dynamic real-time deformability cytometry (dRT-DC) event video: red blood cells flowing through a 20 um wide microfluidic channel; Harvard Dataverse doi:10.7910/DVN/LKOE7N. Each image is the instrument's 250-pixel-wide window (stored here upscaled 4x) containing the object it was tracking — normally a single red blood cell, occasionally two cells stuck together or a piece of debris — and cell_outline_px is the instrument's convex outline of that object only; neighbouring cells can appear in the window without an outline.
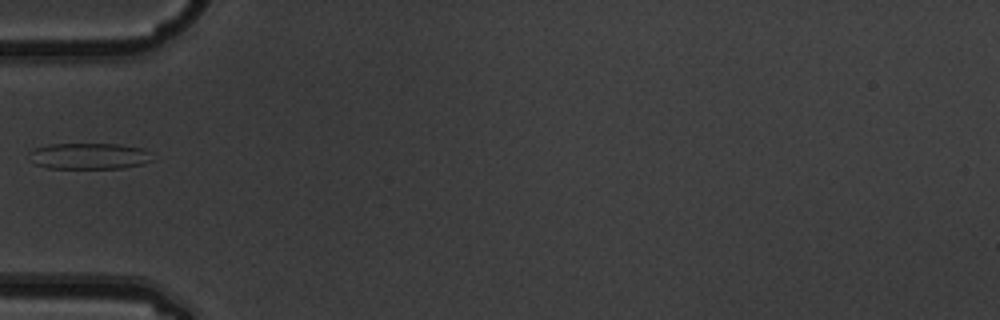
{"species": "common noctule bat (a hibernating species)", "species_latin": "Nyctalus noctula", "temperature_condition": "warm", "stored_images_in_passage": 5, "camera_frame_rate_fps": 3000, "um_per_image_px": 0.085, "animal": {"sex": "male", "body_mass_g": 19.5, "forearm_length_mm": 54.6}, "frame": {"image": 1, "passage_image": 5, "time_ms": 1.333, "image_size_px": [1000, 320], "cell_outline_px": [[152, 160], [144, 164], [124, 168], [48, 168], [36, 164], [28, 160], [28, 152], [36, 148], [48, 144], [116, 144], [144, 148], [148, 152]], "centroid_in_image_um": [7.54, 13.27], "position_along_channel_um": 77.5, "area_um2": 18.9}}